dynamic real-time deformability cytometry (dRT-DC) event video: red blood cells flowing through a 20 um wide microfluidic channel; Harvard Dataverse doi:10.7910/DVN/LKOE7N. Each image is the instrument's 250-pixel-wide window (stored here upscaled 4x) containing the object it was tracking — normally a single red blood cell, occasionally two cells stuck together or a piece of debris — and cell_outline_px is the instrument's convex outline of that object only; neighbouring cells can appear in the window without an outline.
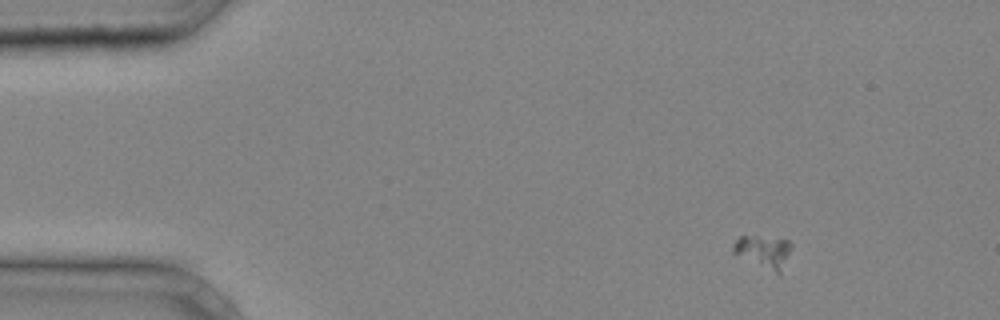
{"species": "common noctule bat (a hibernating species)", "species_latin": "Nyctalus noctula", "temperature_condition": "cold", "stored_images_in_passage": 38, "camera_frame_rate_fps": 3000, "um_per_image_px": 0.085, "animal": {"sex": "male", "body_mass_g": 20.4}, "frame": {"image": 1, "passage_image": 1, "time_ms": 0.0, "image_size_px": [1000, 320], "cell_outline_px": [[792, 248], [780, 272], [776, 272], [732, 252], [732, 244], [740, 236], [756, 236], [788, 240], [792, 244]], "centroid_in_image_um": [64.9, 21.33], "position_along_channel_um": 20.1, "area_um2": 10.52}}
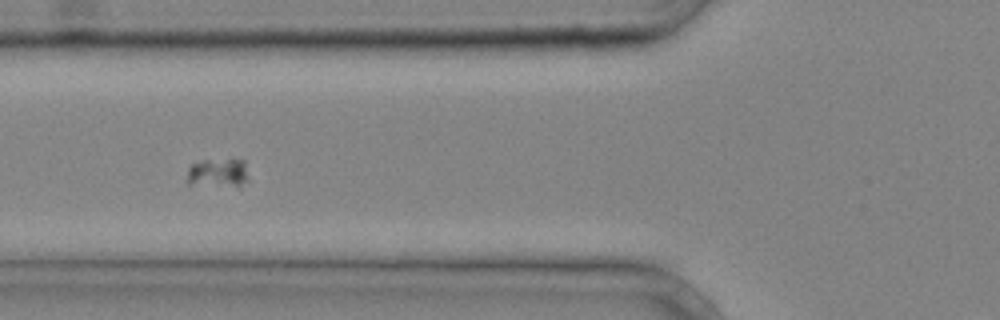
{"frame": {"image": 2, "passage_image": 12, "time_ms": 3.667, "image_size_px": [1000, 320], "cell_outline_px": [[248, 180], [240, 188], [236, 188], [188, 184], [188, 168], [192, 164], [204, 160], [244, 160]], "centroid_in_image_um": [18.56, 14.75], "position_along_channel_um": 107.2, "area_um2": 10.58}}
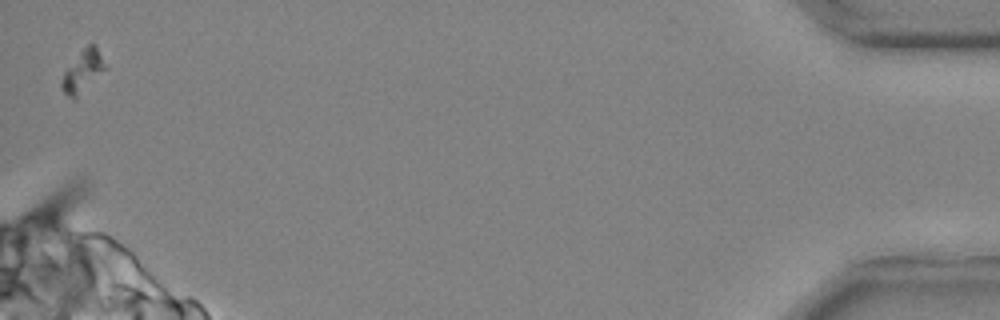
{"frame": {"image": 3, "passage_image": 37, "time_ms": 12.0, "image_size_px": [1000, 320], "cell_outline_px": [[108, 68], [76, 100], [68, 96], [60, 88], [60, 80], [64, 72], [80, 52], [88, 44], [92, 44], [96, 48]], "centroid_in_image_um": [7.03, 6.14], "position_along_channel_um": 428.2, "area_um2": 10.64}}